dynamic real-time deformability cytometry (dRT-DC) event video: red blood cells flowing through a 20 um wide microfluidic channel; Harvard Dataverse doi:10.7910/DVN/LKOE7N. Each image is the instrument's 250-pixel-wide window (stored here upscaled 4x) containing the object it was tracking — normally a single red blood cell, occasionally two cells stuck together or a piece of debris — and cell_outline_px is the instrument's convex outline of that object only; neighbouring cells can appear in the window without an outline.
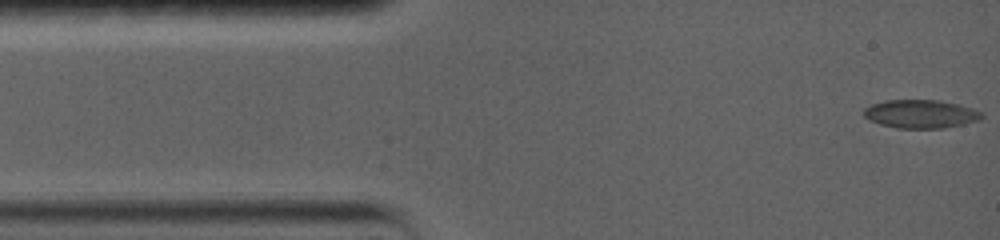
{"species": "common noctule bat (a hibernating species)", "species_latin": "Nyctalus noctula", "temperature_condition": "warm", "stored_images_in_passage": 87, "camera_frame_rate_fps": 5000, "um_per_image_px": 0.085, "animal": {"sex": "female", "body_mass_g": 19.0, "forearm_length_mm": 56.7}, "frame": {"image": 1, "passage_image": 1, "time_ms": 0.0, "image_size_px": [1000, 240], "cell_outline_px": [[984, 116], [980, 120], [964, 124], [940, 128], [900, 128], [880, 124], [868, 120], [864, 116], [864, 108], [872, 104], [884, 100], [940, 100], [972, 108], [980, 112]], "centroid_in_image_um": [78.24, 9.68], "position_along_channel_um": 6.8, "area_um2": 19.42}}
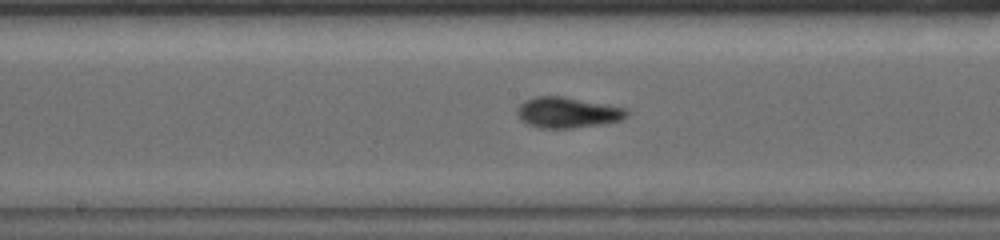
{"frame": {"image": 2, "passage_image": 37, "time_ms": 7.2, "image_size_px": [1000, 240], "cell_outline_px": [[628, 116], [620, 120], [600, 124], [572, 128], [540, 128], [528, 124], [520, 120], [516, 112], [516, 108], [524, 100], [536, 96], [564, 96], [628, 108]], "centroid_in_image_um": [48.22, 9.55], "position_along_channel_um": 200.0, "area_um2": 19.77}}
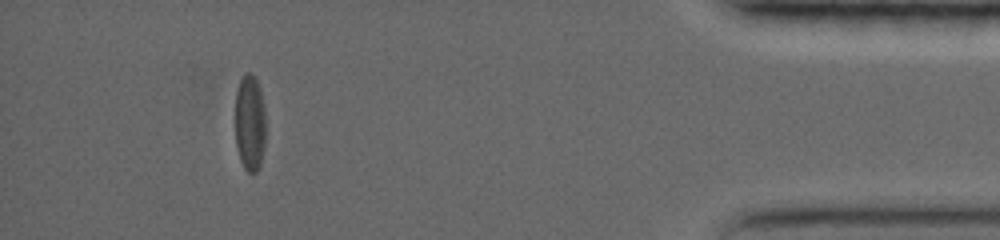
{"frame": {"image": 3, "passage_image": 74, "time_ms": 14.6, "image_size_px": [1000, 240], "cell_outline_px": [[264, 148], [260, 164], [256, 172], [248, 172], [244, 168], [240, 160], [236, 144], [236, 88], [244, 72], [248, 72], [256, 80], [260, 88], [264, 104]], "centroid_in_image_um": [21.23, 10.43], "position_along_channel_um": 414.0, "area_um2": 17.05}}